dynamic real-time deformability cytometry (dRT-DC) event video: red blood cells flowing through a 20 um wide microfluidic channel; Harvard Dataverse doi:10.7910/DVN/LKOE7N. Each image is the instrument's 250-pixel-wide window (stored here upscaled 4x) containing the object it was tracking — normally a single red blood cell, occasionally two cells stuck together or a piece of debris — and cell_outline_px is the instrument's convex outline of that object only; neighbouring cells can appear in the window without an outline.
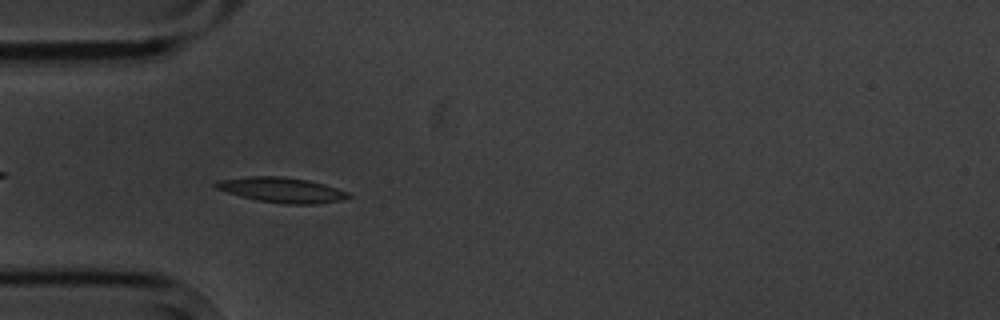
{"species": "common noctule bat (a hibernating species)", "species_latin": "Nyctalus noctula", "temperature_condition": "cold", "stored_images_in_passage": 7, "camera_frame_rate_fps": 3000, "um_per_image_px": 0.085, "animal": {"sex": "male", "body_mass_g": 20.1, "forearm_length_mm": 53.5}, "frame": {"image": 1, "passage_image": 6, "time_ms": 6.667, "image_size_px": [1000, 320], "cell_outline_px": [[352, 196], [340, 200], [316, 204], [284, 204], [256, 200], [240, 196], [216, 188], [212, 184], [216, 180], [248, 176], [284, 176], [308, 180], [324, 184], [348, 192]], "centroid_in_image_um": [23.91, 16.14], "position_along_channel_um": 61.1, "area_um2": 19.48}}
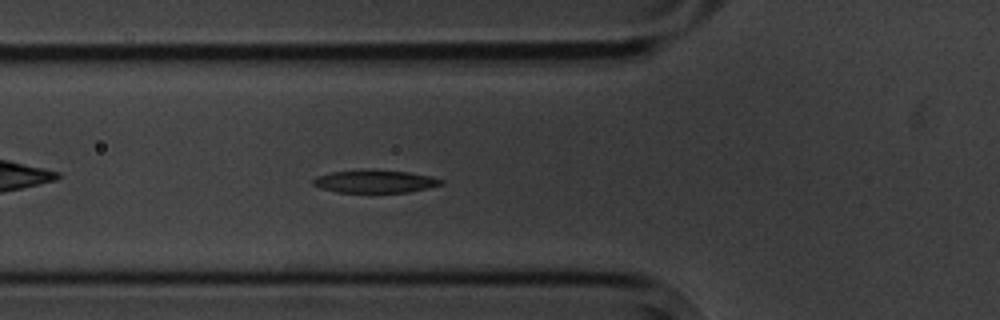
{"frame": {"image": 2, "passage_image": 7, "time_ms": 7.667, "image_size_px": [1000, 320], "cell_outline_px": [[444, 184], [428, 188], [408, 192], [336, 192], [320, 188], [312, 184], [312, 180], [316, 176], [332, 172], [360, 168], [364, 168], [408, 172], [432, 176], [444, 180]], "centroid_in_image_um": [31.86, 15.4], "position_along_channel_um": 93.9, "area_um2": 17.4}}